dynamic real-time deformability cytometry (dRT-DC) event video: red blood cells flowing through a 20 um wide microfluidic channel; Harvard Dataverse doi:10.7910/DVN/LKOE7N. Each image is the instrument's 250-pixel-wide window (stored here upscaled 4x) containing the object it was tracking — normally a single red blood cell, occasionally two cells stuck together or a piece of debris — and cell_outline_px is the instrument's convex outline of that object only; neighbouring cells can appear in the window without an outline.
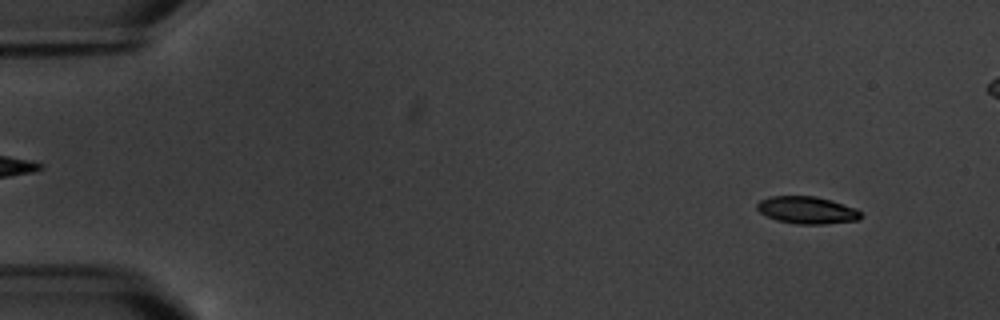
{"species": "common noctule bat (a hibernating species)", "species_latin": "Nyctalus noctula", "temperature_condition": "warm", "stored_images_in_passage": 9, "camera_frame_rate_fps": 3000, "um_per_image_px": 0.085, "animal": {"sex": "male", "body_mass_g": 20.1, "forearm_length_mm": 53.5}, "frame": {"image": 1, "passage_image": 1, "time_ms": 0.0, "image_size_px": [1000, 320], "cell_outline_px": [[864, 216], [860, 220], [824, 224], [796, 224], [776, 220], [760, 212], [756, 208], [756, 204], [760, 200], [768, 196], [816, 196], [832, 200], [856, 208]], "centroid_in_image_um": [68.62, 17.86], "position_along_channel_um": 16.4, "area_um2": 16.7}}
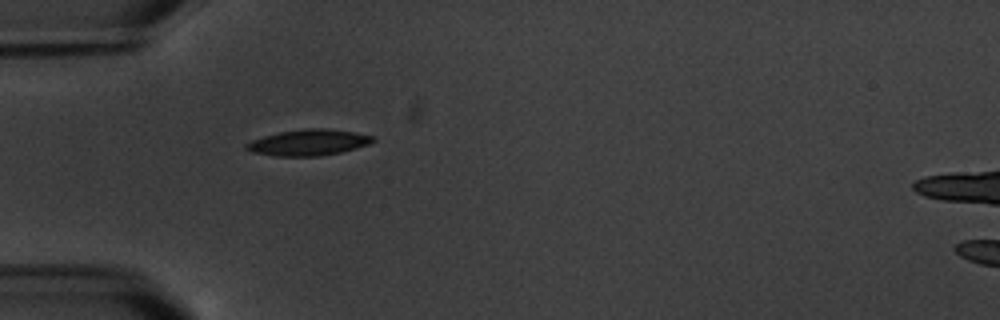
{"frame": {"image": 2, "passage_image": 3, "time_ms": 8.0, "image_size_px": [1000, 320], "cell_outline_px": [[376, 140], [368, 144], [356, 148], [340, 152], [320, 156], [276, 156], [252, 152], [244, 148], [244, 144], [252, 140], [264, 136], [280, 132], [304, 128], [328, 128], [352, 132], [372, 136]], "centroid_in_image_um": [26.19, 12.11], "position_along_channel_um": 58.8, "area_um2": 19.13}}